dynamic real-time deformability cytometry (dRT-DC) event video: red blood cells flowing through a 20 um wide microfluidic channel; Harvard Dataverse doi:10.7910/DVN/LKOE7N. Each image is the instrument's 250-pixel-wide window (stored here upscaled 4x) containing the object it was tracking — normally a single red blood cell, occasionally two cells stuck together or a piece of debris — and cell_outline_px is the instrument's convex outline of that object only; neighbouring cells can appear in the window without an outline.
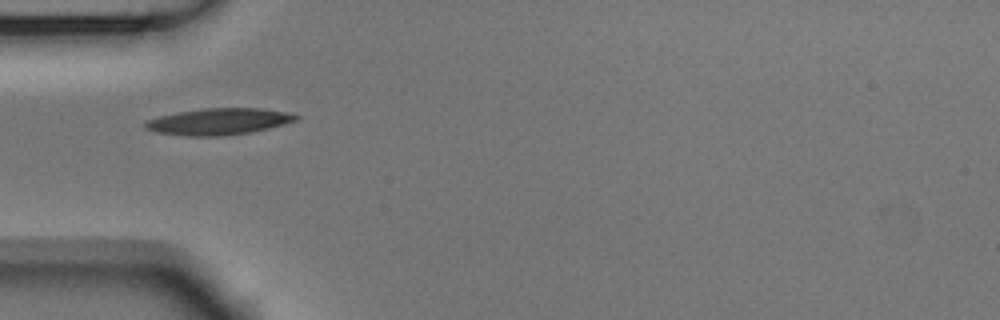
{"species": "Egyptian fruit bat (a non-hibernating species)", "species_latin": "Rousettus aegyptiacus", "temperature_condition": "room temperature", "stored_images_in_passage": 38, "camera_frame_rate_fps": 3000, "um_per_image_px": 0.085, "animal": {"sex": "male"}, "frame": {"image": 1, "passage_image": 1, "time_ms": 0.0, "image_size_px": [1000, 320], "cell_outline_px": [[300, 116], [296, 120], [268, 128], [252, 132], [220, 136], [184, 136], [156, 132], [144, 128], [144, 120], [160, 116], [180, 112], [204, 108], [260, 108], [284, 112]], "centroid_in_image_um": [18.53, 10.33], "position_along_channel_um": 66.5, "area_um2": 23.12}}
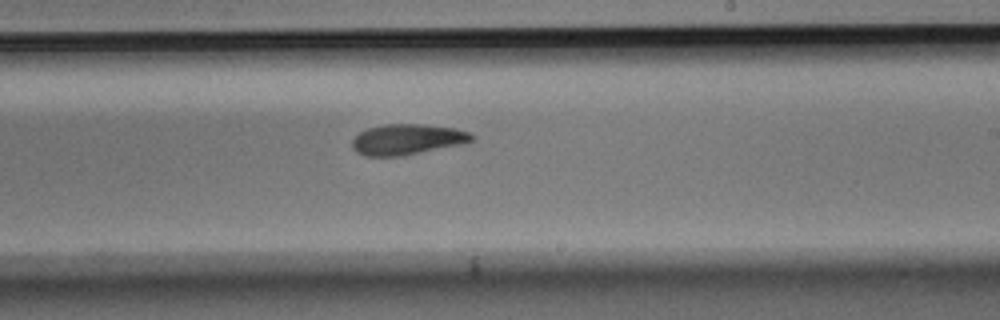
{"frame": {"image": 2, "passage_image": 16, "time_ms": 5.0, "image_size_px": [1000, 320], "cell_outline_px": [[472, 140], [460, 144], [400, 156], [364, 156], [356, 152], [352, 148], [352, 140], [360, 132], [368, 128], [384, 124], [424, 124], [456, 128], [468, 132], [472, 136]], "centroid_in_image_um": [34.55, 11.84], "position_along_channel_um": 254.4, "area_um2": 21.1}}
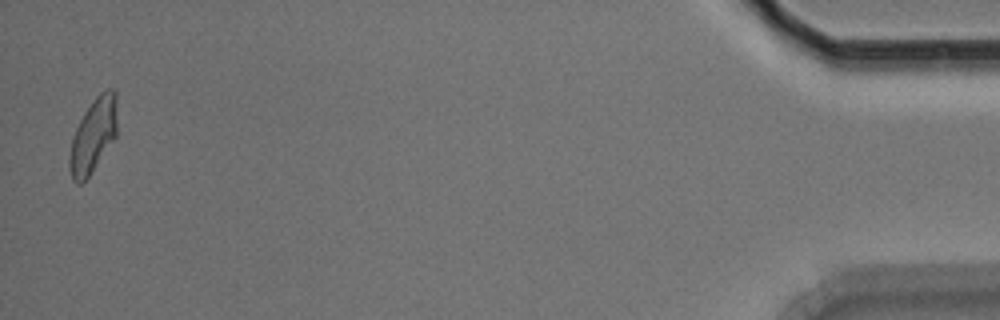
{"frame": {"image": 3, "passage_image": 37, "time_ms": 12.0, "image_size_px": [1000, 320], "cell_outline_px": [[116, 136], [88, 176], [80, 184], [76, 184], [72, 180], [68, 168], [68, 160], [72, 136], [84, 112], [92, 100], [100, 92], [108, 88], [112, 88], [116, 92]], "centroid_in_image_um": [7.9, 11.5], "position_along_channel_um": 427.3, "area_um2": 20.52}, "authors_computed_cell_mechanics": {"area_um2": 21.4149, "velocity_mm_per_s": 3.7522, "shape_relaxation_time_tau1_ms": 5.2249, "shape_relaxation_time_tau2_ms": 6.5388, "deformation_change_tau1": 0.1544, "deformation_change_tau2": 0.1544}}